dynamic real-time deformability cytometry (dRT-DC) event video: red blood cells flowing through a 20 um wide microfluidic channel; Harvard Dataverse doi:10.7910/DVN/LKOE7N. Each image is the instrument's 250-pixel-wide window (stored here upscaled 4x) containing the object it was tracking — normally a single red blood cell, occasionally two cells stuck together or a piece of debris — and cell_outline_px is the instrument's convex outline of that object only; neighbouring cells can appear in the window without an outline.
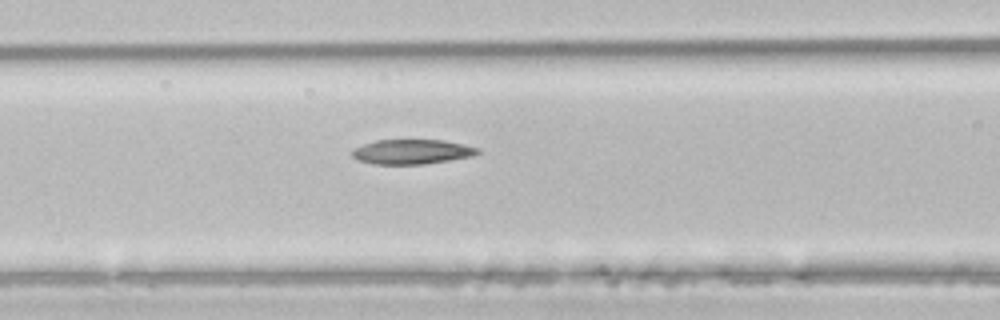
{"species": "common noctule bat (a hibernating species)", "species_latin": "Nyctalus noctula", "temperature_condition": "room temperature", "stored_images_in_passage": 6, "camera_frame_rate_fps": 3000, "um_per_image_px": 0.085, "animal": {"sex": "male", "body_mass_g": 21.5, "forearm_length_mm": 52.0}, "frame": {"image": 1, "passage_image": 6, "time_ms": 1.667, "image_size_px": [1000, 320], "cell_outline_px": [[480, 152], [472, 156], [424, 164], [372, 164], [356, 160], [352, 156], [352, 148], [376, 140], [444, 140], [464, 144], [480, 148]], "centroid_in_image_um": [34.99, 12.9], "position_along_channel_um": 131.6, "area_um2": 18.15}}